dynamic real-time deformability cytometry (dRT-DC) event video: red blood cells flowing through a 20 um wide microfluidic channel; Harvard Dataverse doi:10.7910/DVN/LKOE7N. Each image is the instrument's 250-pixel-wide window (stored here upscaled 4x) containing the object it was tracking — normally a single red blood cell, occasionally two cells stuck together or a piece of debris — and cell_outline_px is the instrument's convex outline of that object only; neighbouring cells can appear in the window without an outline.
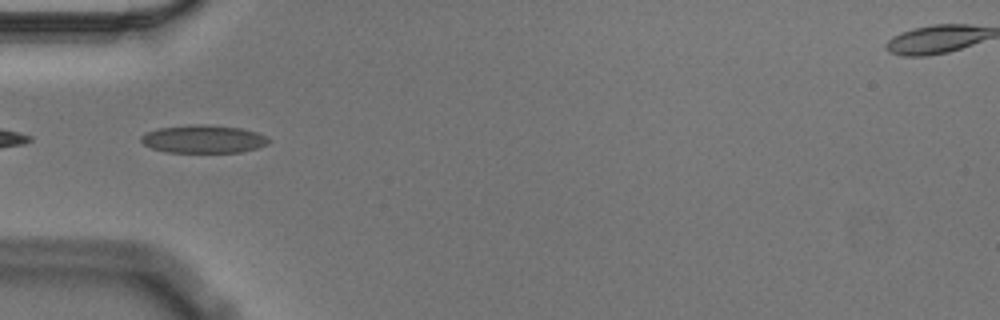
{"species": "Egyptian fruit bat (a non-hibernating species)", "species_latin": "Rousettus aegyptiacus", "temperature_condition": "cold", "stored_images_in_passage": 39, "camera_frame_rate_fps": 3000, "um_per_image_px": 0.085, "animal": {"sex": "male"}, "frame": {"image": 1, "passage_image": 1, "time_ms": 0.0, "image_size_px": [1000, 320], "cell_outline_px": [[272, 140], [268, 144], [256, 148], [240, 152], [164, 152], [152, 148], [144, 144], [140, 140], [140, 136], [148, 132], [160, 128], [192, 124], [204, 124], [240, 128], [256, 132]], "centroid_in_image_um": [17.29, 11.82], "position_along_channel_um": 67.7, "area_um2": 20.69}, "authors_computed_cell_mechanics": {"area_um2": 20.3456, "velocity_mm_per_s": 3.5704, "shape_relaxation_time_tau1_ms": null, "shape_relaxation_time_tau2_ms": 1.8458, "deformation_change_tau1": null, "deformation_change_tau2": 0.0804}}